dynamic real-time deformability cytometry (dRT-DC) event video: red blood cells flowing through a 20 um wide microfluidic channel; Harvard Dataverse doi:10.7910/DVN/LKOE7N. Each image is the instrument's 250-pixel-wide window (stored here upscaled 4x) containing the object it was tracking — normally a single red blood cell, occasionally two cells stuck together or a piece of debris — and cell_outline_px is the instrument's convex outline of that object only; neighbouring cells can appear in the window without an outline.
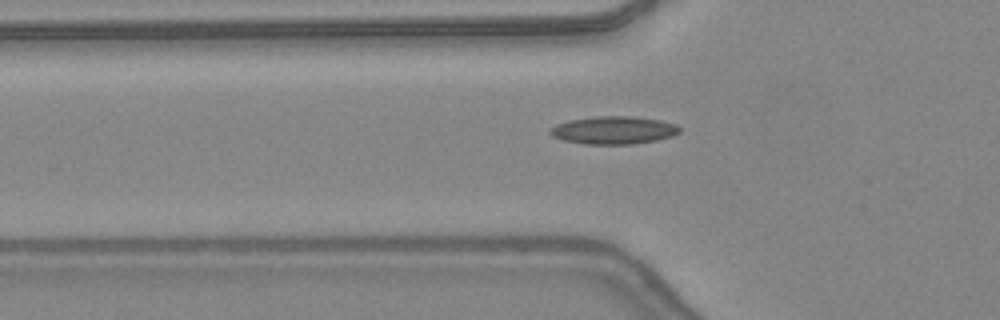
{"species": "common noctule bat (a hibernating species)", "species_latin": "Nyctalus noctula", "temperature_condition": "warm", "stored_images_in_passage": 34, "camera_frame_rate_fps": 3000, "um_per_image_px": 0.085, "animal": {"sex": "female", "body_mass_g": 24.6, "forearm_length_mm": 56.2}, "frame": {"image": 1, "passage_image": 8, "time_ms": 2.333, "image_size_px": [1000, 320], "cell_outline_px": [[680, 132], [672, 136], [656, 140], [632, 144], [584, 144], [564, 140], [552, 136], [548, 132], [556, 124], [568, 120], [596, 116], [628, 116], [660, 120], [676, 124], [680, 128]], "centroid_in_image_um": [52.15, 11.06], "position_along_channel_um": 73.7, "area_um2": 20.92}}
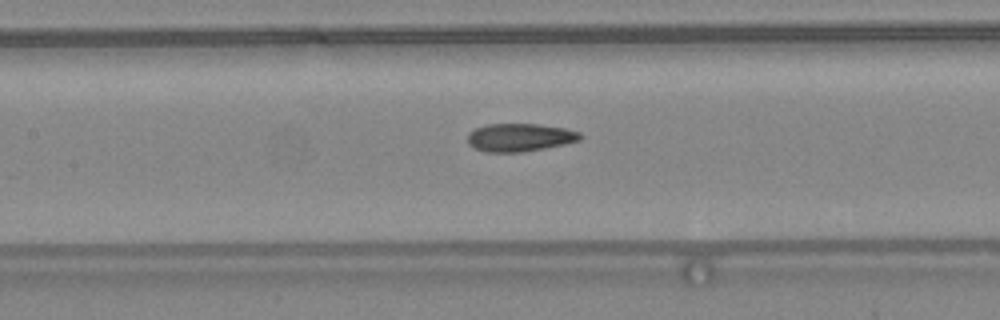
{"frame": {"image": 2, "passage_image": 14, "time_ms": 4.333, "image_size_px": [1000, 320], "cell_outline_px": [[584, 136], [580, 140], [564, 144], [544, 148], [520, 152], [488, 152], [476, 148], [468, 144], [468, 132], [476, 128], [488, 124], [536, 124], [564, 128], [580, 132]], "centroid_in_image_um": [44.19, 11.68], "position_along_channel_um": 163.2, "area_um2": 18.26}}
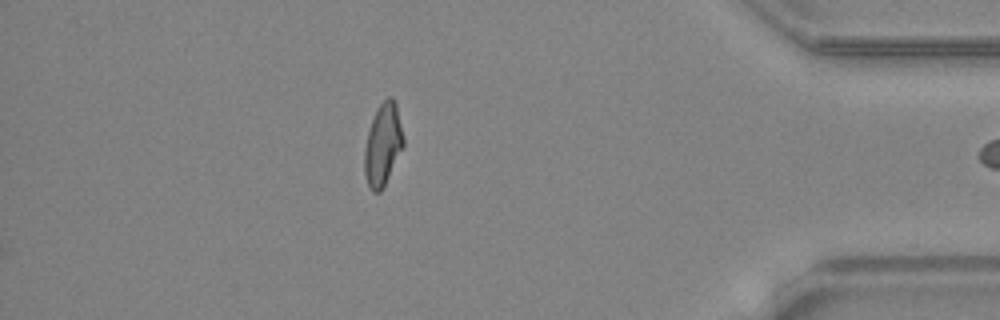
{"frame": {"image": 3, "passage_image": 33, "time_ms": 10.667, "image_size_px": [1000, 320], "cell_outline_px": [[404, 144], [384, 188], [380, 192], [372, 192], [368, 184], [364, 172], [364, 148], [368, 132], [376, 108], [388, 96], [392, 96], [396, 104], [404, 140]], "centroid_in_image_um": [32.54, 12.31], "position_along_channel_um": 402.7, "area_um2": 18.61}}